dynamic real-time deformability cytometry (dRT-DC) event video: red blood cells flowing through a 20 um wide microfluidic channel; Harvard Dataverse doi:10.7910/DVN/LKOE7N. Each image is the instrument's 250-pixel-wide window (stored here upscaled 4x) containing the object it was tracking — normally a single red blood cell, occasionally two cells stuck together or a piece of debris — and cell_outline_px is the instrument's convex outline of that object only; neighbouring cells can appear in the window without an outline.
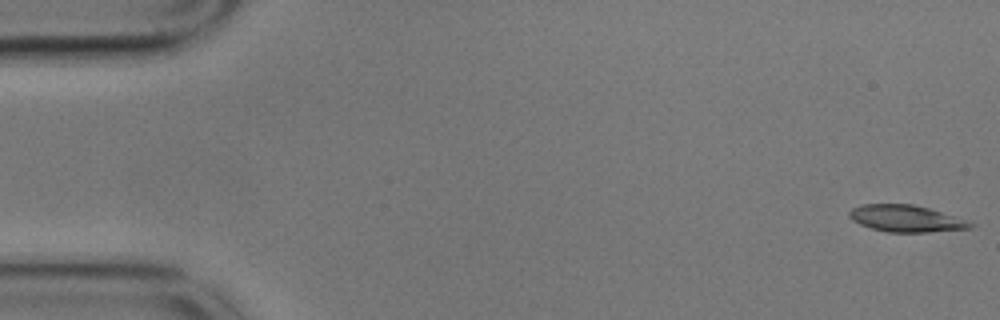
{"species": "common noctule bat (a hibernating species)", "species_latin": "Nyctalus noctula", "temperature_condition": "cold", "stored_images_in_passage": 56, "camera_frame_rate_fps": 3000, "um_per_image_px": 0.085, "animal": {"sex": "male", "body_mass_g": 17.9}, "frame": {"image": 1, "passage_image": 1, "time_ms": 0.0, "image_size_px": [1000, 320], "cell_outline_px": [[976, 224], [972, 228], [928, 232], [888, 232], [872, 228], [860, 224], [852, 220], [848, 216], [848, 212], [852, 208], [860, 204], [912, 204], [928, 208]], "centroid_in_image_um": [76.96, 18.57], "position_along_channel_um": 8.0, "area_um2": 18.67}}
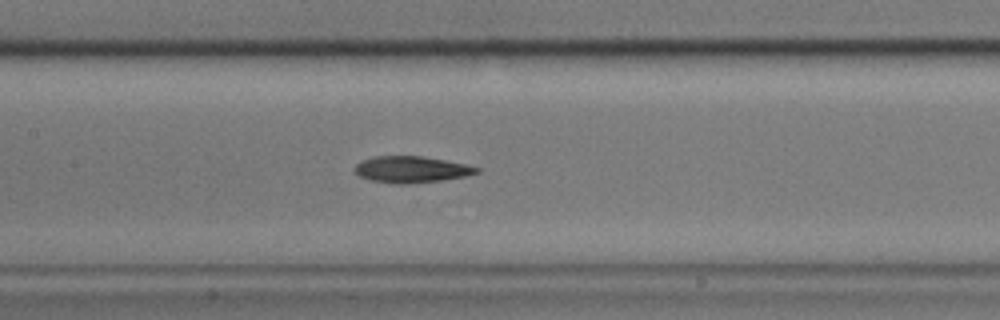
{"frame": {"image": 2, "passage_image": 26, "time_ms": 8.333, "image_size_px": [1000, 320], "cell_outline_px": [[480, 172], [464, 176], [444, 180], [408, 184], [396, 184], [368, 180], [360, 176], [352, 168], [360, 160], [376, 156], [424, 156], [464, 164], [480, 168]], "centroid_in_image_um": [34.92, 14.41], "position_along_channel_um": 172.5, "area_um2": 18.9}}
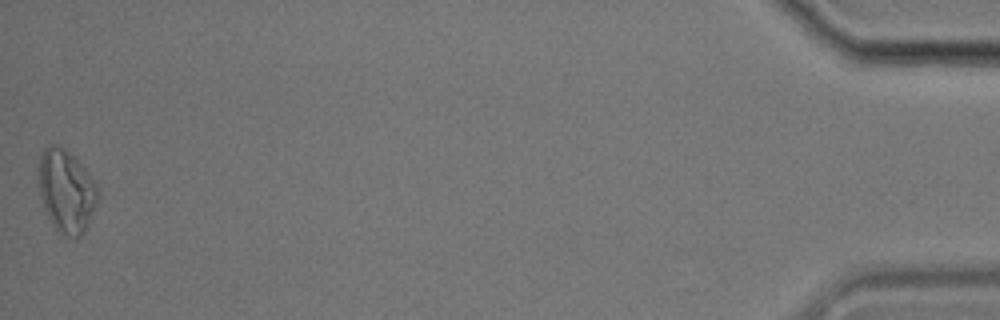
{"frame": {"image": 3, "passage_image": 56, "time_ms": 18.333, "image_size_px": [1000, 320], "cell_outline_px": [[96, 200], [88, 224], [84, 232], [76, 240], [68, 236], [56, 228], [52, 224], [44, 208], [40, 196], [36, 176], [36, 168], [40, 156], [44, 148], [48, 144], [56, 144], [64, 148], [84, 168], [96, 184]], "centroid_in_image_um": [5.56, 16.21], "position_along_channel_um": 429.6, "area_um2": 28.44}, "authors_computed_cell_mechanics": {"area_um2": 19.2185, "velocity_mm_per_s": 3.5352, "shape_relaxation_time_tau1_ms": 9.3468, "shape_relaxation_time_tau2_ms": 5.6572, "deformation_change_tau1": 0.2086, "deformation_change_tau2": 0.1604}}